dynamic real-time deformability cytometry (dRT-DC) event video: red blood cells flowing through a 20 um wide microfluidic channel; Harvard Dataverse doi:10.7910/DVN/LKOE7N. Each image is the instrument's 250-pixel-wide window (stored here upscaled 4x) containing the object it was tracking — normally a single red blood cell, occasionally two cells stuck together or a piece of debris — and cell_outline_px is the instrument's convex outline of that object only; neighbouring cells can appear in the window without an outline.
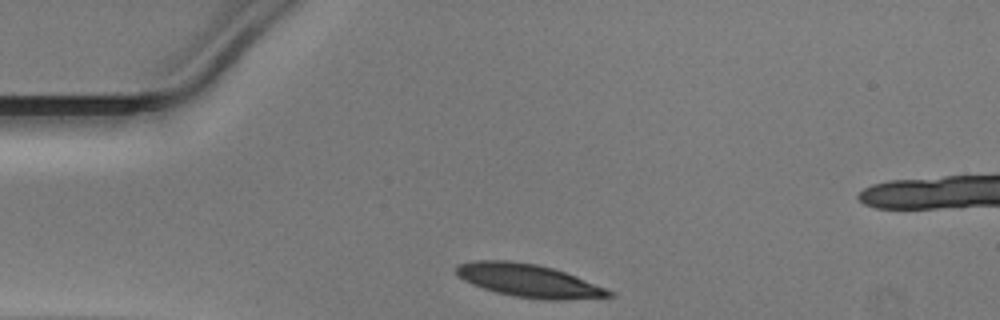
{"species": "Egyptian fruit bat (a non-hibernating species)", "species_latin": "Rousettus aegyptiacus", "temperature_condition": "warm", "stored_images_in_passage": 29, "camera_frame_rate_fps": 3000, "um_per_image_px": 0.085, "animal": {"sex": "male"}, "frame": {"image": 1, "passage_image": 1, "time_ms": 0.0, "image_size_px": [1000, 320], "cell_outline_px": [[612, 296], [564, 300], [544, 300], [516, 296], [496, 292], [472, 284], [456, 276], [456, 264], [472, 260], [508, 260], [536, 264], [552, 268], [564, 272], [608, 288], [612, 292]], "centroid_in_image_um": [44.9, 23.84], "position_along_channel_um": 40.1, "area_um2": 29.3}}
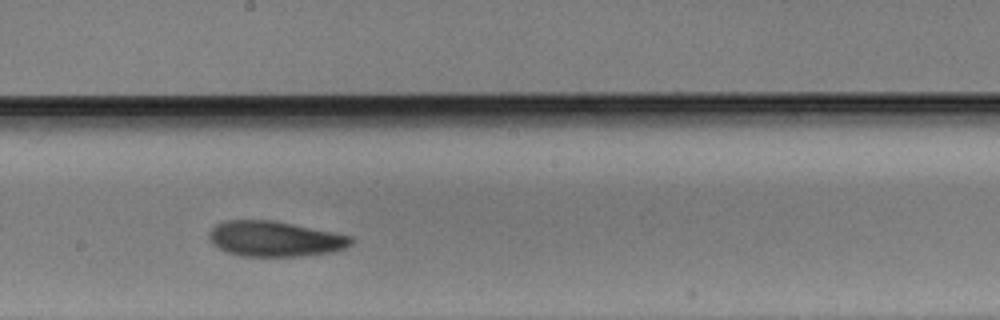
{"frame": {"image": 2, "passage_image": 17, "time_ms": 5.333, "image_size_px": [1000, 320], "cell_outline_px": [[356, 240], [352, 244], [336, 252], [304, 256], [240, 256], [228, 252], [212, 244], [208, 236], [208, 232], [216, 224], [224, 220], [272, 220], [352, 236]], "centroid_in_image_um": [23.38, 20.31], "position_along_channel_um": 224.8, "area_um2": 29.42}}
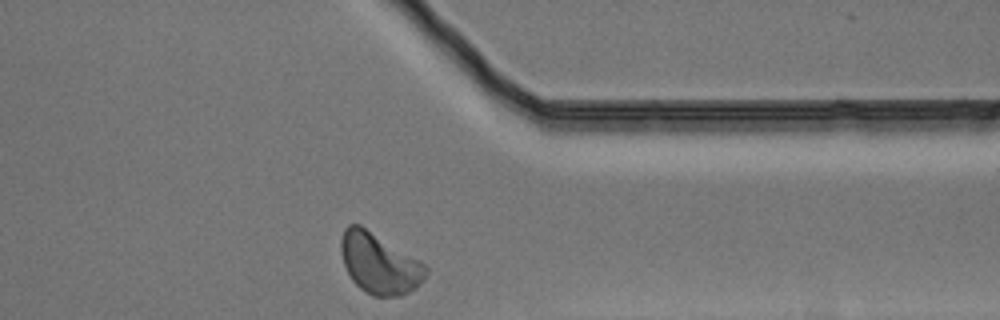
{"frame": {"image": 3, "passage_image": 29, "time_ms": 9.333, "image_size_px": [1000, 320], "cell_outline_px": [[428, 272], [424, 280], [416, 288], [400, 296], [372, 296], [360, 288], [352, 280], [344, 264], [340, 252], [340, 240], [344, 228], [348, 224], [360, 224], [420, 260], [428, 268]], "centroid_in_image_um": [32.24, 22.38], "position_along_channel_um": 379.2, "area_um2": 30.06}}